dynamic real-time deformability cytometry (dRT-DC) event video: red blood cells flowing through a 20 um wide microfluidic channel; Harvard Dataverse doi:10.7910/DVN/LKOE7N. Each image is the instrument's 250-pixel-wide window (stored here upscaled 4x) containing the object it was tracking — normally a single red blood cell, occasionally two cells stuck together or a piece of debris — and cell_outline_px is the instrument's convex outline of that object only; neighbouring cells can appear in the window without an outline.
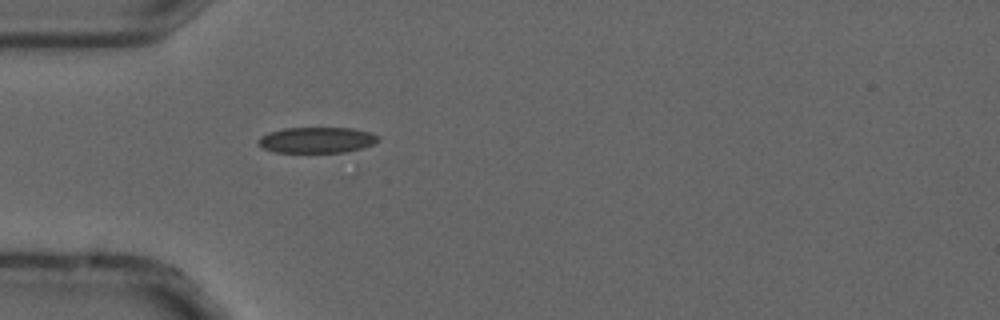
{"species": "common noctule bat (a hibernating species)", "species_latin": "Nyctalus noctula", "temperature_condition": "cold", "stored_images_in_passage": 2, "camera_frame_rate_fps": 3000, "um_per_image_px": 0.085, "animal": {"sex": "male", "forearm_length_mm": 52.5}, "frame": {"image": 1, "passage_image": 2, "time_ms": 0.333, "image_size_px": [1000, 320], "cell_outline_px": [[380, 140], [372, 144], [360, 148], [344, 152], [276, 152], [264, 148], [256, 140], [260, 136], [268, 132], [284, 128], [352, 128], [368, 132], [380, 136]], "centroid_in_image_um": [26.91, 11.89], "position_along_channel_um": 58.1, "area_um2": 17.92}}